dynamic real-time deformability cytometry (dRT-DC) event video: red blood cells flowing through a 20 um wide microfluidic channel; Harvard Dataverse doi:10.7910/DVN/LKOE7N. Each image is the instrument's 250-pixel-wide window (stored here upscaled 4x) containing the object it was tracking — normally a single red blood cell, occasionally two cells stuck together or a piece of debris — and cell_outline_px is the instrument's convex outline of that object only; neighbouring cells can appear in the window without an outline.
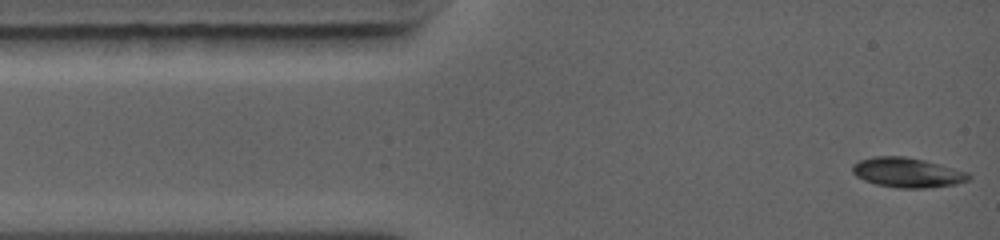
{"species": "common noctule bat (a hibernating species)", "species_latin": "Nyctalus noctula", "temperature_condition": "warm", "stored_images_in_passage": 59, "camera_frame_rate_fps": 5000, "um_per_image_px": 0.085, "animal": {"sex": "female", "body_mass_g": 19.0, "forearm_length_mm": 56.7}, "frame": {"image": 1, "passage_image": 1, "time_ms": 0.0, "image_size_px": [1000, 240], "cell_outline_px": [[972, 176], [968, 180], [956, 184], [924, 188], [896, 188], [876, 184], [864, 180], [856, 176], [852, 172], [852, 164], [860, 160], [872, 156], [904, 156], [924, 160], [968, 172]], "centroid_in_image_um": [77.1, 14.66], "position_along_channel_um": 7.9, "area_um2": 20.17}}
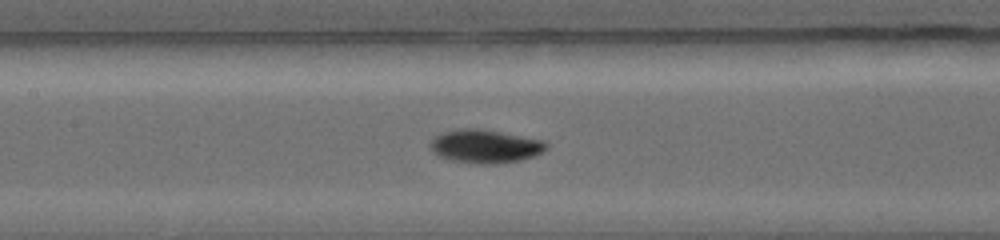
{"frame": {"image": 2, "passage_image": 26, "time_ms": 5.0, "image_size_px": [1000, 240], "cell_outline_px": [[548, 148], [532, 156], [520, 160], [500, 164], [476, 164], [452, 160], [440, 156], [432, 152], [432, 140], [440, 132], [456, 128], [480, 128], [544, 140], [548, 144]], "centroid_in_image_um": [41.24, 12.42], "position_along_channel_um": 166.2, "area_um2": 22.66}}
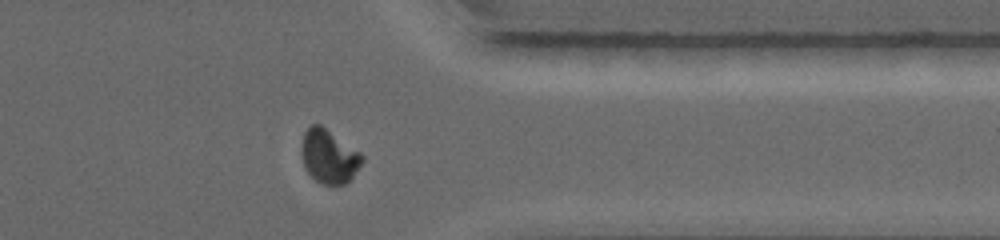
{"frame": {"image": 3, "passage_image": 51, "time_ms": 10.0, "image_size_px": [1000, 240], "cell_outline_px": [[364, 160], [352, 176], [344, 184], [320, 184], [304, 168], [300, 152], [300, 144], [304, 132], [312, 124], [320, 124], [360, 152], [364, 156]], "centroid_in_image_um": [27.92, 13.27], "position_along_channel_um": 383.5, "area_um2": 18.96}, "authors_computed_cell_mechanics": {"area_um2": 20.8658, "velocity_mm_per_s": 4.4538, "shape_relaxation_time_tau1_ms": 3.1227, "shape_relaxation_time_tau2_ms": null, "deformation_change_tau1": 0.1725, "deformation_change_tau2": null}}